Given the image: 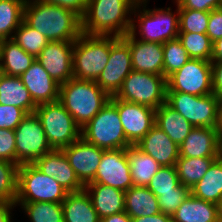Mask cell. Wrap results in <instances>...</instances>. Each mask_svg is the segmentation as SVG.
Returning <instances> with one entry per match:
<instances>
[{"label":"cell","instance_id":"6da1fadb","mask_svg":"<svg viewBox=\"0 0 222 222\" xmlns=\"http://www.w3.org/2000/svg\"><path fill=\"white\" fill-rule=\"evenodd\" d=\"M23 21L43 34L49 42H72L82 34V18L78 14L37 0H26Z\"/></svg>","mask_w":222,"mask_h":222},{"label":"cell","instance_id":"7a4b0ae2","mask_svg":"<svg viewBox=\"0 0 222 222\" xmlns=\"http://www.w3.org/2000/svg\"><path fill=\"white\" fill-rule=\"evenodd\" d=\"M138 0H88L82 17V33L123 37L130 31Z\"/></svg>","mask_w":222,"mask_h":222},{"label":"cell","instance_id":"3957f363","mask_svg":"<svg viewBox=\"0 0 222 222\" xmlns=\"http://www.w3.org/2000/svg\"><path fill=\"white\" fill-rule=\"evenodd\" d=\"M147 3L149 4V0H138L134 6L129 34L137 37L138 33L141 38L136 39L156 43H165L178 38L179 6L176 5L177 9L172 12L170 6L166 9L164 7L150 9L146 7Z\"/></svg>","mask_w":222,"mask_h":222},{"label":"cell","instance_id":"277c9868","mask_svg":"<svg viewBox=\"0 0 222 222\" xmlns=\"http://www.w3.org/2000/svg\"><path fill=\"white\" fill-rule=\"evenodd\" d=\"M110 96L96 81L69 79L60 84L58 101L83 128L109 102Z\"/></svg>","mask_w":222,"mask_h":222},{"label":"cell","instance_id":"5b68a950","mask_svg":"<svg viewBox=\"0 0 222 222\" xmlns=\"http://www.w3.org/2000/svg\"><path fill=\"white\" fill-rule=\"evenodd\" d=\"M118 38L82 33L74 41L73 78L96 81L108 63L111 45Z\"/></svg>","mask_w":222,"mask_h":222},{"label":"cell","instance_id":"8992f818","mask_svg":"<svg viewBox=\"0 0 222 222\" xmlns=\"http://www.w3.org/2000/svg\"><path fill=\"white\" fill-rule=\"evenodd\" d=\"M81 137L105 151L132 145L126 139L118 110L110 101L81 128Z\"/></svg>","mask_w":222,"mask_h":222},{"label":"cell","instance_id":"52a82bcc","mask_svg":"<svg viewBox=\"0 0 222 222\" xmlns=\"http://www.w3.org/2000/svg\"><path fill=\"white\" fill-rule=\"evenodd\" d=\"M68 193L53 177L42 173L33 164L19 166L15 202H52L61 204Z\"/></svg>","mask_w":222,"mask_h":222},{"label":"cell","instance_id":"ba28073f","mask_svg":"<svg viewBox=\"0 0 222 222\" xmlns=\"http://www.w3.org/2000/svg\"><path fill=\"white\" fill-rule=\"evenodd\" d=\"M35 114L52 149L61 150L81 137V128L59 101L38 105Z\"/></svg>","mask_w":222,"mask_h":222},{"label":"cell","instance_id":"9c48e42d","mask_svg":"<svg viewBox=\"0 0 222 222\" xmlns=\"http://www.w3.org/2000/svg\"><path fill=\"white\" fill-rule=\"evenodd\" d=\"M167 79L164 76L132 70L115 95L122 101L146 105L153 109L166 102Z\"/></svg>","mask_w":222,"mask_h":222},{"label":"cell","instance_id":"30bf717a","mask_svg":"<svg viewBox=\"0 0 222 222\" xmlns=\"http://www.w3.org/2000/svg\"><path fill=\"white\" fill-rule=\"evenodd\" d=\"M166 103L193 127H217L220 100L215 94L204 96L167 92Z\"/></svg>","mask_w":222,"mask_h":222},{"label":"cell","instance_id":"8fae6325","mask_svg":"<svg viewBox=\"0 0 222 222\" xmlns=\"http://www.w3.org/2000/svg\"><path fill=\"white\" fill-rule=\"evenodd\" d=\"M15 164H33L53 149L49 145L42 123L34 113L27 114L14 130Z\"/></svg>","mask_w":222,"mask_h":222},{"label":"cell","instance_id":"7c38bea8","mask_svg":"<svg viewBox=\"0 0 222 222\" xmlns=\"http://www.w3.org/2000/svg\"><path fill=\"white\" fill-rule=\"evenodd\" d=\"M167 92L204 96L213 93L211 61L191 58L167 78Z\"/></svg>","mask_w":222,"mask_h":222},{"label":"cell","instance_id":"4fadbf2b","mask_svg":"<svg viewBox=\"0 0 222 222\" xmlns=\"http://www.w3.org/2000/svg\"><path fill=\"white\" fill-rule=\"evenodd\" d=\"M132 70L129 42L124 37H119L111 45L108 63L96 83L110 97L115 96Z\"/></svg>","mask_w":222,"mask_h":222},{"label":"cell","instance_id":"5bb4252c","mask_svg":"<svg viewBox=\"0 0 222 222\" xmlns=\"http://www.w3.org/2000/svg\"><path fill=\"white\" fill-rule=\"evenodd\" d=\"M118 110L126 139L136 145L156 124L155 109L122 101L115 96L109 100Z\"/></svg>","mask_w":222,"mask_h":222},{"label":"cell","instance_id":"9a60e30c","mask_svg":"<svg viewBox=\"0 0 222 222\" xmlns=\"http://www.w3.org/2000/svg\"><path fill=\"white\" fill-rule=\"evenodd\" d=\"M90 183L108 185L124 192L130 189L133 182L126 148L104 151L95 178Z\"/></svg>","mask_w":222,"mask_h":222},{"label":"cell","instance_id":"2e32d148","mask_svg":"<svg viewBox=\"0 0 222 222\" xmlns=\"http://www.w3.org/2000/svg\"><path fill=\"white\" fill-rule=\"evenodd\" d=\"M61 150L84 186L94 180L105 150L85 141L82 137Z\"/></svg>","mask_w":222,"mask_h":222},{"label":"cell","instance_id":"e0dca14e","mask_svg":"<svg viewBox=\"0 0 222 222\" xmlns=\"http://www.w3.org/2000/svg\"><path fill=\"white\" fill-rule=\"evenodd\" d=\"M73 47L74 41H51L36 58L58 84L73 78Z\"/></svg>","mask_w":222,"mask_h":222},{"label":"cell","instance_id":"ac0fdd59","mask_svg":"<svg viewBox=\"0 0 222 222\" xmlns=\"http://www.w3.org/2000/svg\"><path fill=\"white\" fill-rule=\"evenodd\" d=\"M33 165L42 173L53 177L68 192L80 191L85 187L62 150L53 149L37 159Z\"/></svg>","mask_w":222,"mask_h":222},{"label":"cell","instance_id":"d6986e66","mask_svg":"<svg viewBox=\"0 0 222 222\" xmlns=\"http://www.w3.org/2000/svg\"><path fill=\"white\" fill-rule=\"evenodd\" d=\"M19 78L37 106L58 101L60 84L51 78L37 60Z\"/></svg>","mask_w":222,"mask_h":222},{"label":"cell","instance_id":"ffe728a7","mask_svg":"<svg viewBox=\"0 0 222 222\" xmlns=\"http://www.w3.org/2000/svg\"><path fill=\"white\" fill-rule=\"evenodd\" d=\"M123 37L129 42L134 71L163 76V43L140 41L129 33Z\"/></svg>","mask_w":222,"mask_h":222},{"label":"cell","instance_id":"44dd1931","mask_svg":"<svg viewBox=\"0 0 222 222\" xmlns=\"http://www.w3.org/2000/svg\"><path fill=\"white\" fill-rule=\"evenodd\" d=\"M220 135L214 127H194L179 146V157L219 158Z\"/></svg>","mask_w":222,"mask_h":222},{"label":"cell","instance_id":"7402d4cb","mask_svg":"<svg viewBox=\"0 0 222 222\" xmlns=\"http://www.w3.org/2000/svg\"><path fill=\"white\" fill-rule=\"evenodd\" d=\"M161 166H175L179 159V146L159 127L154 125L136 144Z\"/></svg>","mask_w":222,"mask_h":222},{"label":"cell","instance_id":"603a6c76","mask_svg":"<svg viewBox=\"0 0 222 222\" xmlns=\"http://www.w3.org/2000/svg\"><path fill=\"white\" fill-rule=\"evenodd\" d=\"M84 188L100 219L125 211L124 191L98 183H88Z\"/></svg>","mask_w":222,"mask_h":222},{"label":"cell","instance_id":"cb8c5ba5","mask_svg":"<svg viewBox=\"0 0 222 222\" xmlns=\"http://www.w3.org/2000/svg\"><path fill=\"white\" fill-rule=\"evenodd\" d=\"M64 222H100L86 189L69 192L61 203Z\"/></svg>","mask_w":222,"mask_h":222},{"label":"cell","instance_id":"d4e9b609","mask_svg":"<svg viewBox=\"0 0 222 222\" xmlns=\"http://www.w3.org/2000/svg\"><path fill=\"white\" fill-rule=\"evenodd\" d=\"M156 126L163 130L178 146L194 128L180 113L166 102L155 110Z\"/></svg>","mask_w":222,"mask_h":222},{"label":"cell","instance_id":"484cf974","mask_svg":"<svg viewBox=\"0 0 222 222\" xmlns=\"http://www.w3.org/2000/svg\"><path fill=\"white\" fill-rule=\"evenodd\" d=\"M35 60L13 40H0V66L5 75L19 77Z\"/></svg>","mask_w":222,"mask_h":222},{"label":"cell","instance_id":"4316f807","mask_svg":"<svg viewBox=\"0 0 222 222\" xmlns=\"http://www.w3.org/2000/svg\"><path fill=\"white\" fill-rule=\"evenodd\" d=\"M0 104L21 108L27 114L34 113L37 108L21 79L5 74L0 81Z\"/></svg>","mask_w":222,"mask_h":222},{"label":"cell","instance_id":"83f0119b","mask_svg":"<svg viewBox=\"0 0 222 222\" xmlns=\"http://www.w3.org/2000/svg\"><path fill=\"white\" fill-rule=\"evenodd\" d=\"M172 222H218L217 204L190 194L172 215Z\"/></svg>","mask_w":222,"mask_h":222},{"label":"cell","instance_id":"f1b7e54d","mask_svg":"<svg viewBox=\"0 0 222 222\" xmlns=\"http://www.w3.org/2000/svg\"><path fill=\"white\" fill-rule=\"evenodd\" d=\"M133 186L147 187L161 165L136 145L126 148Z\"/></svg>","mask_w":222,"mask_h":222},{"label":"cell","instance_id":"f546056e","mask_svg":"<svg viewBox=\"0 0 222 222\" xmlns=\"http://www.w3.org/2000/svg\"><path fill=\"white\" fill-rule=\"evenodd\" d=\"M125 212L131 217L151 216L160 213L157 197L147 188L132 186L125 192Z\"/></svg>","mask_w":222,"mask_h":222},{"label":"cell","instance_id":"4dcf8cb0","mask_svg":"<svg viewBox=\"0 0 222 222\" xmlns=\"http://www.w3.org/2000/svg\"><path fill=\"white\" fill-rule=\"evenodd\" d=\"M191 195L214 204L222 198V159L218 158L204 177L190 189Z\"/></svg>","mask_w":222,"mask_h":222},{"label":"cell","instance_id":"1f68e13d","mask_svg":"<svg viewBox=\"0 0 222 222\" xmlns=\"http://www.w3.org/2000/svg\"><path fill=\"white\" fill-rule=\"evenodd\" d=\"M217 159L218 158L207 157H179L175 164L179 182L189 189L193 188V186L204 177L208 169Z\"/></svg>","mask_w":222,"mask_h":222},{"label":"cell","instance_id":"d6a6232c","mask_svg":"<svg viewBox=\"0 0 222 222\" xmlns=\"http://www.w3.org/2000/svg\"><path fill=\"white\" fill-rule=\"evenodd\" d=\"M26 0H0V40L11 39L23 21Z\"/></svg>","mask_w":222,"mask_h":222},{"label":"cell","instance_id":"836d02e7","mask_svg":"<svg viewBox=\"0 0 222 222\" xmlns=\"http://www.w3.org/2000/svg\"><path fill=\"white\" fill-rule=\"evenodd\" d=\"M30 222H64L62 204L52 202H15Z\"/></svg>","mask_w":222,"mask_h":222},{"label":"cell","instance_id":"e575fe53","mask_svg":"<svg viewBox=\"0 0 222 222\" xmlns=\"http://www.w3.org/2000/svg\"><path fill=\"white\" fill-rule=\"evenodd\" d=\"M11 40L18 44L25 52L35 58L49 43V40L37 30L27 25L24 21L18 26Z\"/></svg>","mask_w":222,"mask_h":222},{"label":"cell","instance_id":"d590c367","mask_svg":"<svg viewBox=\"0 0 222 222\" xmlns=\"http://www.w3.org/2000/svg\"><path fill=\"white\" fill-rule=\"evenodd\" d=\"M163 54V76L166 79L191 59L178 38L163 43Z\"/></svg>","mask_w":222,"mask_h":222},{"label":"cell","instance_id":"8d00e7d4","mask_svg":"<svg viewBox=\"0 0 222 222\" xmlns=\"http://www.w3.org/2000/svg\"><path fill=\"white\" fill-rule=\"evenodd\" d=\"M178 39L190 58L211 61L213 43L207 34L179 33Z\"/></svg>","mask_w":222,"mask_h":222},{"label":"cell","instance_id":"74e56055","mask_svg":"<svg viewBox=\"0 0 222 222\" xmlns=\"http://www.w3.org/2000/svg\"><path fill=\"white\" fill-rule=\"evenodd\" d=\"M19 165L0 159V202L15 203Z\"/></svg>","mask_w":222,"mask_h":222},{"label":"cell","instance_id":"f35d334b","mask_svg":"<svg viewBox=\"0 0 222 222\" xmlns=\"http://www.w3.org/2000/svg\"><path fill=\"white\" fill-rule=\"evenodd\" d=\"M180 184L175 166H161L150 180L147 188L158 197L162 193L176 192V188Z\"/></svg>","mask_w":222,"mask_h":222},{"label":"cell","instance_id":"ab89813d","mask_svg":"<svg viewBox=\"0 0 222 222\" xmlns=\"http://www.w3.org/2000/svg\"><path fill=\"white\" fill-rule=\"evenodd\" d=\"M210 12L179 9V33L206 34Z\"/></svg>","mask_w":222,"mask_h":222},{"label":"cell","instance_id":"60d3db41","mask_svg":"<svg viewBox=\"0 0 222 222\" xmlns=\"http://www.w3.org/2000/svg\"><path fill=\"white\" fill-rule=\"evenodd\" d=\"M191 194L190 189L180 184L176 192L162 193L158 196V206L164 214L172 216L180 204Z\"/></svg>","mask_w":222,"mask_h":222},{"label":"cell","instance_id":"b9f144b4","mask_svg":"<svg viewBox=\"0 0 222 222\" xmlns=\"http://www.w3.org/2000/svg\"><path fill=\"white\" fill-rule=\"evenodd\" d=\"M26 115L21 108L0 104V129L15 130Z\"/></svg>","mask_w":222,"mask_h":222},{"label":"cell","instance_id":"7bdbcfd3","mask_svg":"<svg viewBox=\"0 0 222 222\" xmlns=\"http://www.w3.org/2000/svg\"><path fill=\"white\" fill-rule=\"evenodd\" d=\"M15 146L14 130L0 129V159L15 163Z\"/></svg>","mask_w":222,"mask_h":222},{"label":"cell","instance_id":"ee69618b","mask_svg":"<svg viewBox=\"0 0 222 222\" xmlns=\"http://www.w3.org/2000/svg\"><path fill=\"white\" fill-rule=\"evenodd\" d=\"M179 9L212 11L222 7V0H174Z\"/></svg>","mask_w":222,"mask_h":222},{"label":"cell","instance_id":"f6af8a7d","mask_svg":"<svg viewBox=\"0 0 222 222\" xmlns=\"http://www.w3.org/2000/svg\"><path fill=\"white\" fill-rule=\"evenodd\" d=\"M206 34L212 43L222 38V7L210 11Z\"/></svg>","mask_w":222,"mask_h":222},{"label":"cell","instance_id":"bcb514c9","mask_svg":"<svg viewBox=\"0 0 222 222\" xmlns=\"http://www.w3.org/2000/svg\"><path fill=\"white\" fill-rule=\"evenodd\" d=\"M47 4L58 5L78 14L81 18L87 9L88 0H37Z\"/></svg>","mask_w":222,"mask_h":222},{"label":"cell","instance_id":"7dc6e473","mask_svg":"<svg viewBox=\"0 0 222 222\" xmlns=\"http://www.w3.org/2000/svg\"><path fill=\"white\" fill-rule=\"evenodd\" d=\"M213 94L222 101V61H211Z\"/></svg>","mask_w":222,"mask_h":222},{"label":"cell","instance_id":"c3c4849f","mask_svg":"<svg viewBox=\"0 0 222 222\" xmlns=\"http://www.w3.org/2000/svg\"><path fill=\"white\" fill-rule=\"evenodd\" d=\"M16 206V203L0 202V222H14L12 211Z\"/></svg>","mask_w":222,"mask_h":222},{"label":"cell","instance_id":"681fc988","mask_svg":"<svg viewBox=\"0 0 222 222\" xmlns=\"http://www.w3.org/2000/svg\"><path fill=\"white\" fill-rule=\"evenodd\" d=\"M132 222H172V216L160 212L151 216L132 218Z\"/></svg>","mask_w":222,"mask_h":222},{"label":"cell","instance_id":"f907efd6","mask_svg":"<svg viewBox=\"0 0 222 222\" xmlns=\"http://www.w3.org/2000/svg\"><path fill=\"white\" fill-rule=\"evenodd\" d=\"M100 222H132V218L125 212H120L100 219Z\"/></svg>","mask_w":222,"mask_h":222},{"label":"cell","instance_id":"816d5d0a","mask_svg":"<svg viewBox=\"0 0 222 222\" xmlns=\"http://www.w3.org/2000/svg\"><path fill=\"white\" fill-rule=\"evenodd\" d=\"M211 61H222V38L213 42Z\"/></svg>","mask_w":222,"mask_h":222},{"label":"cell","instance_id":"f5cc1de1","mask_svg":"<svg viewBox=\"0 0 222 222\" xmlns=\"http://www.w3.org/2000/svg\"><path fill=\"white\" fill-rule=\"evenodd\" d=\"M216 128L219 132V135H222V101L219 103L218 123Z\"/></svg>","mask_w":222,"mask_h":222},{"label":"cell","instance_id":"db71d44e","mask_svg":"<svg viewBox=\"0 0 222 222\" xmlns=\"http://www.w3.org/2000/svg\"><path fill=\"white\" fill-rule=\"evenodd\" d=\"M217 219L222 222V198L217 203Z\"/></svg>","mask_w":222,"mask_h":222},{"label":"cell","instance_id":"11a10c76","mask_svg":"<svg viewBox=\"0 0 222 222\" xmlns=\"http://www.w3.org/2000/svg\"><path fill=\"white\" fill-rule=\"evenodd\" d=\"M219 158L222 159V135H220Z\"/></svg>","mask_w":222,"mask_h":222},{"label":"cell","instance_id":"9f6ffc18","mask_svg":"<svg viewBox=\"0 0 222 222\" xmlns=\"http://www.w3.org/2000/svg\"><path fill=\"white\" fill-rule=\"evenodd\" d=\"M3 76H4V72H3V70H2V67L0 66V81H1V79H2Z\"/></svg>","mask_w":222,"mask_h":222}]
</instances>
